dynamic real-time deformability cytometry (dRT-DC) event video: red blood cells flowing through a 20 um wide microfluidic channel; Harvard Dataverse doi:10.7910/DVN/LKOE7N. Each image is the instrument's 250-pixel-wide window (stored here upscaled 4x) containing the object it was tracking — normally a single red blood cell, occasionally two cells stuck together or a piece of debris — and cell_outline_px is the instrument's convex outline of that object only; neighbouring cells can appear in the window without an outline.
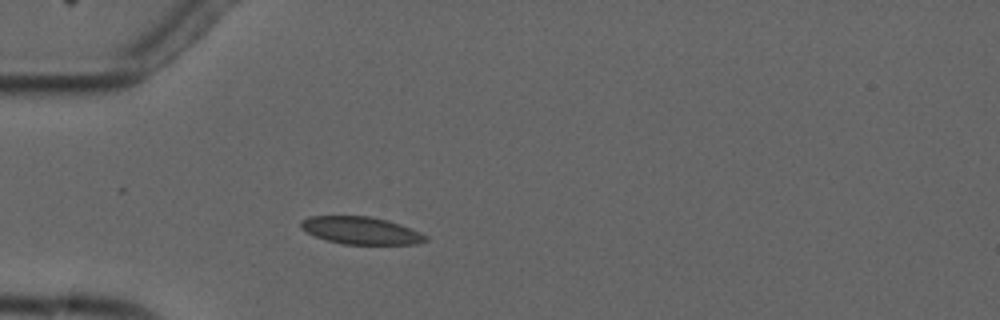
{"species": "common noctule bat (a hibernating species)", "species_latin": "Nyctalus noctula", "temperature_condition": "cold", "stored_images_in_passage": 3, "camera_frame_rate_fps": 3000, "um_per_image_px": 0.085, "animal": {"sex": "male", "forearm_length_mm": 52.5}, "frame": {"image": 1, "passage_image": 3, "time_ms": 3.0, "image_size_px": [1000, 320], "cell_outline_px": [[428, 240], [420, 244], [344, 244], [328, 240], [316, 236], [300, 228], [300, 220], [308, 216], [368, 216], [388, 220], [400, 224], [420, 232], [428, 236]], "centroid_in_image_um": [30.7, 19.59], "position_along_channel_um": 54.3, "area_um2": 19.94}}